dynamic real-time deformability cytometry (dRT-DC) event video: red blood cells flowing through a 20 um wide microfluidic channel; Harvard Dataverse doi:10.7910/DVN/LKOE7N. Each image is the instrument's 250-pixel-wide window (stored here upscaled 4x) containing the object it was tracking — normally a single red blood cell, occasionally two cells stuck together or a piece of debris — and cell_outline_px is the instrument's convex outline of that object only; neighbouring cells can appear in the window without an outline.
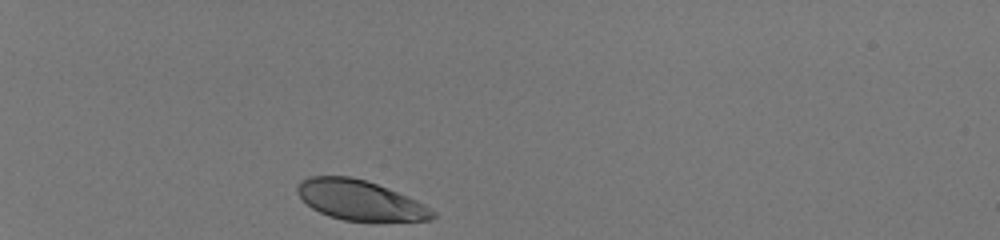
{"species": "human", "species_latin": "Homo sapiens", "temperature_condition": "room temperature", "stored_images_in_passage": 32, "camera_frame_rate_fps": 3000, "um_per_image_px": 0.085, "donor": {"sex": "male"}, "frame": {"image": 1, "passage_image": 1, "time_ms": 0.0, "image_size_px": [1000, 240], "cell_outline_px": [[436, 216], [432, 220], [344, 220], [328, 216], [312, 208], [296, 192], [296, 188], [300, 180], [312, 176], [352, 176], [376, 184], [408, 196], [424, 204], [436, 212]], "centroid_in_image_um": [30.59, 17.0], "position_along_channel_um": 54.4, "area_um2": 31.1}}
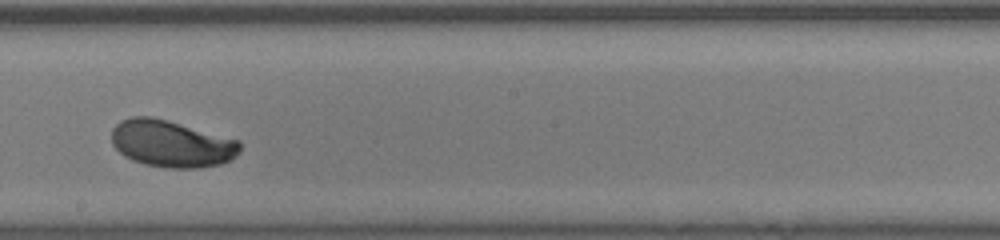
{"frame": {"image": 2, "passage_image": 18, "time_ms": 5.667, "image_size_px": [1000, 240], "cell_outline_px": [[240, 152], [232, 160], [220, 164], [196, 168], [168, 168], [144, 164], [132, 160], [124, 156], [112, 144], [112, 128], [120, 120], [132, 116], [152, 116], [168, 120], [240, 140]], "centroid_in_image_um": [14.58, 12.21], "position_along_channel_um": 233.6, "area_um2": 35.37}}
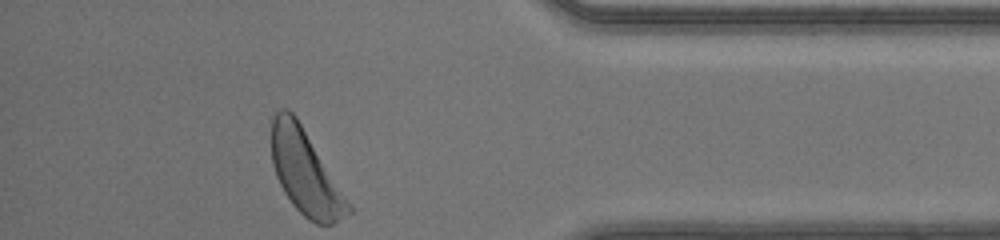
{"frame": {"image": 3, "passage_image": 32, "time_ms": 10.333, "image_size_px": [1000, 240], "cell_outline_px": [[356, 208], [352, 212], [332, 224], [316, 224], [308, 220], [292, 204], [284, 192], [276, 176], [272, 164], [272, 116], [280, 108], [288, 108], [296, 116]], "centroid_in_image_um": [26.01, 14.67], "position_along_channel_um": 409.2, "area_um2": 38.38}, "authors_computed_cell_mechanics": {"area_um2": 34.7956, "velocity_mm_per_s": 4.12, "shape_relaxation_time_tau1_ms": 2.8038, "shape_relaxation_time_tau2_ms": null, "deformation_change_tau1": 0.1546, "deformation_change_tau2": null}}